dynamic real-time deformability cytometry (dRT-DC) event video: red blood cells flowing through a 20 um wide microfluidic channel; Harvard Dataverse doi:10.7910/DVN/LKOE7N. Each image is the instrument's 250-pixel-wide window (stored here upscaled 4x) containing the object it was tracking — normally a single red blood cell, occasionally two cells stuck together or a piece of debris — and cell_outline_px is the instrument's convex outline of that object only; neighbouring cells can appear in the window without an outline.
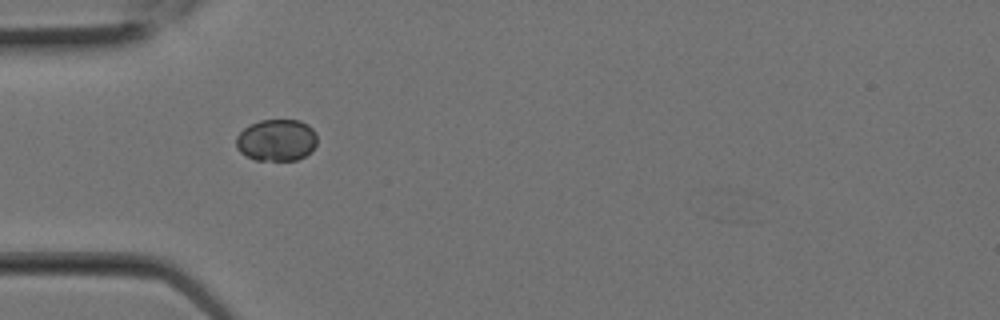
{"species": "Egyptian fruit bat (a non-hibernating species)", "species_latin": "Rousettus aegyptiacus", "temperature_condition": "room temperature", "stored_images_in_passage": 2, "segment_of_instrument_passage": [1, 2], "camera_frame_rate_fps": 3000, "um_per_image_px": 0.085, "animal": {"sex": "female"}, "frame": {"image": 1, "passage_image": 1, "time_ms": 0.0, "image_size_px": [1000, 320], "cell_outline_px": [[316, 144], [312, 152], [296, 160], [256, 160], [240, 152], [236, 148], [236, 136], [244, 128], [260, 120], [300, 120], [308, 124], [316, 132]], "centroid_in_image_um": [23.52, 11.91], "position_along_channel_um": 61.5, "area_um2": 19.83}}